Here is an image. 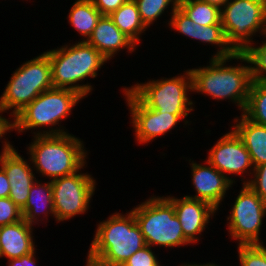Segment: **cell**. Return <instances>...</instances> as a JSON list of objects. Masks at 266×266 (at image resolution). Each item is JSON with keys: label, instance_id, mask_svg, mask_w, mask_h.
Wrapping results in <instances>:
<instances>
[{"label": "cell", "instance_id": "cell-1", "mask_svg": "<svg viewBox=\"0 0 266 266\" xmlns=\"http://www.w3.org/2000/svg\"><path fill=\"white\" fill-rule=\"evenodd\" d=\"M110 216L98 224L86 266H122L131 255L146 246L131 211L126 215L116 212Z\"/></svg>", "mask_w": 266, "mask_h": 266}, {"label": "cell", "instance_id": "cell-2", "mask_svg": "<svg viewBox=\"0 0 266 266\" xmlns=\"http://www.w3.org/2000/svg\"><path fill=\"white\" fill-rule=\"evenodd\" d=\"M45 53L51 64L53 87L74 90L84 98L93 88L91 84L78 82L88 77H97V71L108 61L86 41H79L71 46L64 45Z\"/></svg>", "mask_w": 266, "mask_h": 266}, {"label": "cell", "instance_id": "cell-3", "mask_svg": "<svg viewBox=\"0 0 266 266\" xmlns=\"http://www.w3.org/2000/svg\"><path fill=\"white\" fill-rule=\"evenodd\" d=\"M231 59L234 60V56L211 58L208 66L189 69L192 92L204 93L216 100L231 99L243 112L252 83L251 65L225 66Z\"/></svg>", "mask_w": 266, "mask_h": 266}, {"label": "cell", "instance_id": "cell-4", "mask_svg": "<svg viewBox=\"0 0 266 266\" xmlns=\"http://www.w3.org/2000/svg\"><path fill=\"white\" fill-rule=\"evenodd\" d=\"M29 145L30 161L36 171L51 180L78 171L85 163L87 151L83 142L69 133L35 135Z\"/></svg>", "mask_w": 266, "mask_h": 266}, {"label": "cell", "instance_id": "cell-5", "mask_svg": "<svg viewBox=\"0 0 266 266\" xmlns=\"http://www.w3.org/2000/svg\"><path fill=\"white\" fill-rule=\"evenodd\" d=\"M84 98L78 92L65 88H51L42 92L30 104L26 105L14 116V129L20 132L26 130L51 126L49 130L33 132L35 135L65 134L64 129L52 128L59 121L66 119L71 110Z\"/></svg>", "mask_w": 266, "mask_h": 266}, {"label": "cell", "instance_id": "cell-6", "mask_svg": "<svg viewBox=\"0 0 266 266\" xmlns=\"http://www.w3.org/2000/svg\"><path fill=\"white\" fill-rule=\"evenodd\" d=\"M131 212L146 245L169 248L191 243L184 236L174 206L166 197H150Z\"/></svg>", "mask_w": 266, "mask_h": 266}, {"label": "cell", "instance_id": "cell-7", "mask_svg": "<svg viewBox=\"0 0 266 266\" xmlns=\"http://www.w3.org/2000/svg\"><path fill=\"white\" fill-rule=\"evenodd\" d=\"M53 88L49 56L41 55L26 61L12 74L0 97V108L15 116L42 92Z\"/></svg>", "mask_w": 266, "mask_h": 266}, {"label": "cell", "instance_id": "cell-8", "mask_svg": "<svg viewBox=\"0 0 266 266\" xmlns=\"http://www.w3.org/2000/svg\"><path fill=\"white\" fill-rule=\"evenodd\" d=\"M221 24L227 42L244 53L256 32L266 35V0H229L221 8Z\"/></svg>", "mask_w": 266, "mask_h": 266}, {"label": "cell", "instance_id": "cell-9", "mask_svg": "<svg viewBox=\"0 0 266 266\" xmlns=\"http://www.w3.org/2000/svg\"><path fill=\"white\" fill-rule=\"evenodd\" d=\"M145 106L159 113L189 115L193 111V102L187 95L192 89L190 70L184 75L161 80H150L147 83H137L127 87Z\"/></svg>", "mask_w": 266, "mask_h": 266}, {"label": "cell", "instance_id": "cell-10", "mask_svg": "<svg viewBox=\"0 0 266 266\" xmlns=\"http://www.w3.org/2000/svg\"><path fill=\"white\" fill-rule=\"evenodd\" d=\"M84 166L73 174L51 180L55 219L58 222L84 214L89 208L96 182L88 173H80Z\"/></svg>", "mask_w": 266, "mask_h": 266}, {"label": "cell", "instance_id": "cell-11", "mask_svg": "<svg viewBox=\"0 0 266 266\" xmlns=\"http://www.w3.org/2000/svg\"><path fill=\"white\" fill-rule=\"evenodd\" d=\"M242 185L227 217L228 232L231 238L239 241L238 245L263 244L259 236L263 217L266 216V202L248 184Z\"/></svg>", "mask_w": 266, "mask_h": 266}, {"label": "cell", "instance_id": "cell-12", "mask_svg": "<svg viewBox=\"0 0 266 266\" xmlns=\"http://www.w3.org/2000/svg\"><path fill=\"white\" fill-rule=\"evenodd\" d=\"M127 106L130 108L131 123L137 141L141 144L152 141L172 130L188 115L159 113L145 106L128 88H124Z\"/></svg>", "mask_w": 266, "mask_h": 266}, {"label": "cell", "instance_id": "cell-13", "mask_svg": "<svg viewBox=\"0 0 266 266\" xmlns=\"http://www.w3.org/2000/svg\"><path fill=\"white\" fill-rule=\"evenodd\" d=\"M207 158L206 161L226 176L232 183L235 180L229 176L227 177V173L229 175H242L243 173H247L248 170L250 171V168L254 170L251 156L233 128L216 142L210 149Z\"/></svg>", "mask_w": 266, "mask_h": 266}, {"label": "cell", "instance_id": "cell-14", "mask_svg": "<svg viewBox=\"0 0 266 266\" xmlns=\"http://www.w3.org/2000/svg\"><path fill=\"white\" fill-rule=\"evenodd\" d=\"M6 140L2 142L3 148L0 153V167L6 173L10 184L9 198L22 209L28 200V194L36 177L34 169L27 160L18 154V151ZM31 167V168H30Z\"/></svg>", "mask_w": 266, "mask_h": 266}, {"label": "cell", "instance_id": "cell-15", "mask_svg": "<svg viewBox=\"0 0 266 266\" xmlns=\"http://www.w3.org/2000/svg\"><path fill=\"white\" fill-rule=\"evenodd\" d=\"M171 15L168 23L174 30L202 43L206 42L219 46L220 49L212 58H228L237 54L227 42L222 24L199 25L192 21L178 6Z\"/></svg>", "mask_w": 266, "mask_h": 266}, {"label": "cell", "instance_id": "cell-16", "mask_svg": "<svg viewBox=\"0 0 266 266\" xmlns=\"http://www.w3.org/2000/svg\"><path fill=\"white\" fill-rule=\"evenodd\" d=\"M174 206L175 214L181 224L184 236L192 243H197L210 217L217 211L206 201L184 196L182 199L173 196L166 197Z\"/></svg>", "mask_w": 266, "mask_h": 266}, {"label": "cell", "instance_id": "cell-17", "mask_svg": "<svg viewBox=\"0 0 266 266\" xmlns=\"http://www.w3.org/2000/svg\"><path fill=\"white\" fill-rule=\"evenodd\" d=\"M205 162L208 166L194 163V161L190 163L192 184L197 195L186 197L206 201L218 210L226 191L233 183L209 162Z\"/></svg>", "mask_w": 266, "mask_h": 266}, {"label": "cell", "instance_id": "cell-18", "mask_svg": "<svg viewBox=\"0 0 266 266\" xmlns=\"http://www.w3.org/2000/svg\"><path fill=\"white\" fill-rule=\"evenodd\" d=\"M107 60H110L121 49L132 53L136 44L113 23L107 15H102L88 40Z\"/></svg>", "mask_w": 266, "mask_h": 266}, {"label": "cell", "instance_id": "cell-19", "mask_svg": "<svg viewBox=\"0 0 266 266\" xmlns=\"http://www.w3.org/2000/svg\"><path fill=\"white\" fill-rule=\"evenodd\" d=\"M32 227L24 219L0 226L1 258H20L36 250Z\"/></svg>", "mask_w": 266, "mask_h": 266}, {"label": "cell", "instance_id": "cell-20", "mask_svg": "<svg viewBox=\"0 0 266 266\" xmlns=\"http://www.w3.org/2000/svg\"><path fill=\"white\" fill-rule=\"evenodd\" d=\"M235 118L233 130L243 141L254 167L266 163V126L252 122L243 114Z\"/></svg>", "mask_w": 266, "mask_h": 266}, {"label": "cell", "instance_id": "cell-21", "mask_svg": "<svg viewBox=\"0 0 266 266\" xmlns=\"http://www.w3.org/2000/svg\"><path fill=\"white\" fill-rule=\"evenodd\" d=\"M40 211L42 214L44 212V217L52 214L55 218L51 180L41 184L36 179L30 188L27 203L21 209L23 219L30 225L37 224Z\"/></svg>", "mask_w": 266, "mask_h": 266}, {"label": "cell", "instance_id": "cell-22", "mask_svg": "<svg viewBox=\"0 0 266 266\" xmlns=\"http://www.w3.org/2000/svg\"><path fill=\"white\" fill-rule=\"evenodd\" d=\"M113 23L128 36L136 45L140 42V34L147 27L141 20L137 4L134 0H127L116 11L109 15Z\"/></svg>", "mask_w": 266, "mask_h": 266}, {"label": "cell", "instance_id": "cell-23", "mask_svg": "<svg viewBox=\"0 0 266 266\" xmlns=\"http://www.w3.org/2000/svg\"><path fill=\"white\" fill-rule=\"evenodd\" d=\"M101 16L102 14L91 0H77L71 7L68 21L81 36L88 40Z\"/></svg>", "mask_w": 266, "mask_h": 266}, {"label": "cell", "instance_id": "cell-24", "mask_svg": "<svg viewBox=\"0 0 266 266\" xmlns=\"http://www.w3.org/2000/svg\"><path fill=\"white\" fill-rule=\"evenodd\" d=\"M178 7L199 25L221 24V9L202 0H178Z\"/></svg>", "mask_w": 266, "mask_h": 266}, {"label": "cell", "instance_id": "cell-25", "mask_svg": "<svg viewBox=\"0 0 266 266\" xmlns=\"http://www.w3.org/2000/svg\"><path fill=\"white\" fill-rule=\"evenodd\" d=\"M254 123L266 126V85L252 81L242 113Z\"/></svg>", "mask_w": 266, "mask_h": 266}, {"label": "cell", "instance_id": "cell-26", "mask_svg": "<svg viewBox=\"0 0 266 266\" xmlns=\"http://www.w3.org/2000/svg\"><path fill=\"white\" fill-rule=\"evenodd\" d=\"M234 59L251 64L252 81L266 85V41L261 46L251 45L244 53L234 55Z\"/></svg>", "mask_w": 266, "mask_h": 266}, {"label": "cell", "instance_id": "cell-27", "mask_svg": "<svg viewBox=\"0 0 266 266\" xmlns=\"http://www.w3.org/2000/svg\"><path fill=\"white\" fill-rule=\"evenodd\" d=\"M137 4L138 11L142 22L146 27H150L164 10L172 4V13L178 6V0H134Z\"/></svg>", "mask_w": 266, "mask_h": 266}, {"label": "cell", "instance_id": "cell-28", "mask_svg": "<svg viewBox=\"0 0 266 266\" xmlns=\"http://www.w3.org/2000/svg\"><path fill=\"white\" fill-rule=\"evenodd\" d=\"M241 266H266V247L263 244L238 245Z\"/></svg>", "mask_w": 266, "mask_h": 266}, {"label": "cell", "instance_id": "cell-29", "mask_svg": "<svg viewBox=\"0 0 266 266\" xmlns=\"http://www.w3.org/2000/svg\"><path fill=\"white\" fill-rule=\"evenodd\" d=\"M23 219L21 209L9 198H0V226L16 223Z\"/></svg>", "mask_w": 266, "mask_h": 266}, {"label": "cell", "instance_id": "cell-30", "mask_svg": "<svg viewBox=\"0 0 266 266\" xmlns=\"http://www.w3.org/2000/svg\"><path fill=\"white\" fill-rule=\"evenodd\" d=\"M122 266H162L149 245L131 255Z\"/></svg>", "mask_w": 266, "mask_h": 266}, {"label": "cell", "instance_id": "cell-31", "mask_svg": "<svg viewBox=\"0 0 266 266\" xmlns=\"http://www.w3.org/2000/svg\"><path fill=\"white\" fill-rule=\"evenodd\" d=\"M254 179L243 181V184H248L249 187L266 202V163L254 167L253 173Z\"/></svg>", "mask_w": 266, "mask_h": 266}, {"label": "cell", "instance_id": "cell-32", "mask_svg": "<svg viewBox=\"0 0 266 266\" xmlns=\"http://www.w3.org/2000/svg\"><path fill=\"white\" fill-rule=\"evenodd\" d=\"M102 15L109 16L127 0H91Z\"/></svg>", "mask_w": 266, "mask_h": 266}, {"label": "cell", "instance_id": "cell-33", "mask_svg": "<svg viewBox=\"0 0 266 266\" xmlns=\"http://www.w3.org/2000/svg\"><path fill=\"white\" fill-rule=\"evenodd\" d=\"M35 250L29 254L23 255L20 258H12L8 260V266H37Z\"/></svg>", "mask_w": 266, "mask_h": 266}, {"label": "cell", "instance_id": "cell-34", "mask_svg": "<svg viewBox=\"0 0 266 266\" xmlns=\"http://www.w3.org/2000/svg\"><path fill=\"white\" fill-rule=\"evenodd\" d=\"M10 184L4 170L0 167V198L9 197Z\"/></svg>", "mask_w": 266, "mask_h": 266}, {"label": "cell", "instance_id": "cell-35", "mask_svg": "<svg viewBox=\"0 0 266 266\" xmlns=\"http://www.w3.org/2000/svg\"><path fill=\"white\" fill-rule=\"evenodd\" d=\"M4 112L1 108H0V113ZM14 129V122H12V120H8L4 117H2V115H0V138H3V136L5 134H7V131H13Z\"/></svg>", "mask_w": 266, "mask_h": 266}, {"label": "cell", "instance_id": "cell-36", "mask_svg": "<svg viewBox=\"0 0 266 266\" xmlns=\"http://www.w3.org/2000/svg\"><path fill=\"white\" fill-rule=\"evenodd\" d=\"M202 1L215 5L221 9L229 0H202Z\"/></svg>", "mask_w": 266, "mask_h": 266}, {"label": "cell", "instance_id": "cell-37", "mask_svg": "<svg viewBox=\"0 0 266 266\" xmlns=\"http://www.w3.org/2000/svg\"><path fill=\"white\" fill-rule=\"evenodd\" d=\"M180 266H219V265H216V264H211V263H207V264H185L184 263V265L182 264V265H180Z\"/></svg>", "mask_w": 266, "mask_h": 266}]
</instances>
